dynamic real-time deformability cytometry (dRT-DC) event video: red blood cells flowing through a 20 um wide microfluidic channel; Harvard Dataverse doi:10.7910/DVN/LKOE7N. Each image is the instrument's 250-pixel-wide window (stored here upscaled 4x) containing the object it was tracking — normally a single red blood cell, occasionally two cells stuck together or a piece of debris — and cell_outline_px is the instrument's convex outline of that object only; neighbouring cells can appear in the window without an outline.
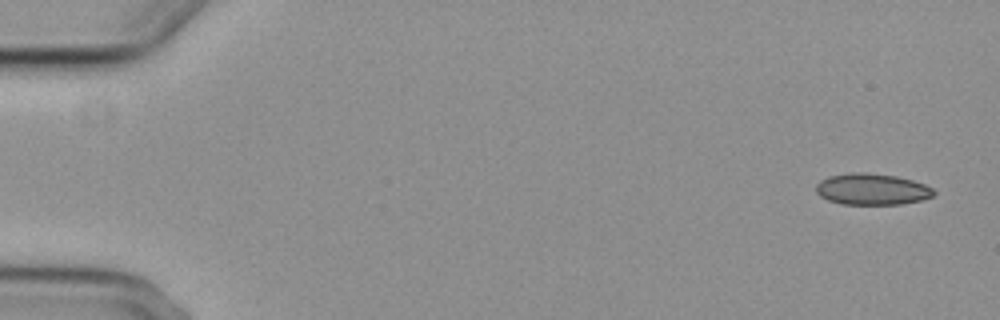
{"species": "common noctule bat (a hibernating species)", "species_latin": "Nyctalus noctula", "temperature_condition": "cold", "stored_images_in_passage": 3, "camera_frame_rate_fps": 3000, "um_per_image_px": 0.085, "animal": {"sex": "female", "body_mass_g": 29.2, "forearm_length_mm": 56.3}, "frame": {"image": 1, "passage_image": 1, "time_ms": 0.0, "image_size_px": [1000, 320], "cell_outline_px": [[936, 192], [932, 196], [920, 200], [900, 204], [840, 204], [828, 200], [820, 196], [816, 192], [816, 184], [820, 180], [828, 176], [852, 172], [864, 172], [896, 176], [912, 180], [924, 184], [932, 188]], "centroid_in_image_um": [74.08, 16.08], "position_along_channel_um": 10.9, "area_um2": 21.5}}